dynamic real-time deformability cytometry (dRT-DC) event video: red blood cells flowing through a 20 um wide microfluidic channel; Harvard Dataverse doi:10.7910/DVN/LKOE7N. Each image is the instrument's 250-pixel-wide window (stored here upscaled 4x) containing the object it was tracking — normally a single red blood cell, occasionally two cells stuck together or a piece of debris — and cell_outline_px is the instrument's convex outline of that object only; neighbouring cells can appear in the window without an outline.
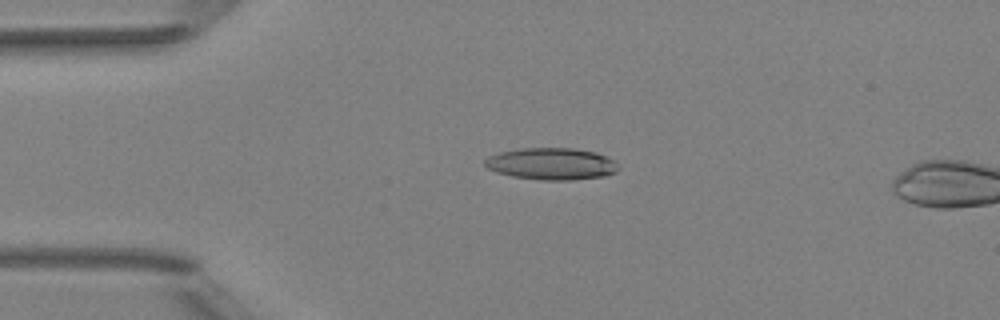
{"species": "Egyptian fruit bat (a non-hibernating species)", "species_latin": "Rousettus aegyptiacus", "temperature_condition": "room temperature", "stored_images_in_passage": 5, "camera_frame_rate_fps": 3000, "um_per_image_px": 0.085, "animal": {"sex": "female"}, "frame": {"image": 1, "passage_image": 4, "time_ms": 1.0, "image_size_px": [1000, 320], "cell_outline_px": [[616, 172], [604, 176], [572, 180], [540, 180], [512, 176], [496, 172], [488, 168], [484, 164], [484, 160], [488, 156], [500, 152], [520, 148], [572, 148], [596, 152], [616, 160]], "centroid_in_image_um": [46.86, 13.92], "position_along_channel_um": 38.1, "area_um2": 24.85}}